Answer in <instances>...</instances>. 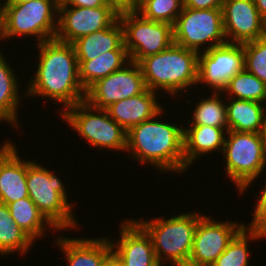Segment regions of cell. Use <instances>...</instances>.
Segmentation results:
<instances>
[{
    "instance_id": "6da1fadb",
    "label": "cell",
    "mask_w": 266,
    "mask_h": 266,
    "mask_svg": "<svg viewBox=\"0 0 266 266\" xmlns=\"http://www.w3.org/2000/svg\"><path fill=\"white\" fill-rule=\"evenodd\" d=\"M36 73L26 89L30 96L44 97L64 105L62 110L85 100L86 91L79 80L78 60L72 44L51 39L37 44Z\"/></svg>"
},
{
    "instance_id": "7a4b0ae2",
    "label": "cell",
    "mask_w": 266,
    "mask_h": 266,
    "mask_svg": "<svg viewBox=\"0 0 266 266\" xmlns=\"http://www.w3.org/2000/svg\"><path fill=\"white\" fill-rule=\"evenodd\" d=\"M163 112L127 132L126 151L130 152L131 158L143 164L147 162L162 173H184V128L160 120L158 117Z\"/></svg>"
},
{
    "instance_id": "3957f363",
    "label": "cell",
    "mask_w": 266,
    "mask_h": 266,
    "mask_svg": "<svg viewBox=\"0 0 266 266\" xmlns=\"http://www.w3.org/2000/svg\"><path fill=\"white\" fill-rule=\"evenodd\" d=\"M198 54L173 43L164 51L143 58L138 64L146 88L155 92L164 90L172 97L192 88L197 84Z\"/></svg>"
},
{
    "instance_id": "277c9868",
    "label": "cell",
    "mask_w": 266,
    "mask_h": 266,
    "mask_svg": "<svg viewBox=\"0 0 266 266\" xmlns=\"http://www.w3.org/2000/svg\"><path fill=\"white\" fill-rule=\"evenodd\" d=\"M180 214L171 216L167 220L162 217L151 221L135 220L150 236L160 266L165 265L166 262L171 266L188 264L194 233L199 220L204 215L199 211Z\"/></svg>"
},
{
    "instance_id": "5b68a950",
    "label": "cell",
    "mask_w": 266,
    "mask_h": 266,
    "mask_svg": "<svg viewBox=\"0 0 266 266\" xmlns=\"http://www.w3.org/2000/svg\"><path fill=\"white\" fill-rule=\"evenodd\" d=\"M49 170L35 161L27 167L29 198L58 231L79 227L63 181Z\"/></svg>"
},
{
    "instance_id": "8992f818",
    "label": "cell",
    "mask_w": 266,
    "mask_h": 266,
    "mask_svg": "<svg viewBox=\"0 0 266 266\" xmlns=\"http://www.w3.org/2000/svg\"><path fill=\"white\" fill-rule=\"evenodd\" d=\"M222 153L227 177L240 194L256 183L266 167V151L259 133L228 130Z\"/></svg>"
},
{
    "instance_id": "52a82bcc",
    "label": "cell",
    "mask_w": 266,
    "mask_h": 266,
    "mask_svg": "<svg viewBox=\"0 0 266 266\" xmlns=\"http://www.w3.org/2000/svg\"><path fill=\"white\" fill-rule=\"evenodd\" d=\"M60 0H31L4 4V39L34 36L38 44L54 39Z\"/></svg>"
},
{
    "instance_id": "ba28073f",
    "label": "cell",
    "mask_w": 266,
    "mask_h": 266,
    "mask_svg": "<svg viewBox=\"0 0 266 266\" xmlns=\"http://www.w3.org/2000/svg\"><path fill=\"white\" fill-rule=\"evenodd\" d=\"M61 118L92 147L125 151L127 131L116 123L106 109H97L87 101L62 111Z\"/></svg>"
},
{
    "instance_id": "9c48e42d",
    "label": "cell",
    "mask_w": 266,
    "mask_h": 266,
    "mask_svg": "<svg viewBox=\"0 0 266 266\" xmlns=\"http://www.w3.org/2000/svg\"><path fill=\"white\" fill-rule=\"evenodd\" d=\"M173 33L174 43L198 53L227 43L222 8L183 7L173 25Z\"/></svg>"
},
{
    "instance_id": "30bf717a",
    "label": "cell",
    "mask_w": 266,
    "mask_h": 266,
    "mask_svg": "<svg viewBox=\"0 0 266 266\" xmlns=\"http://www.w3.org/2000/svg\"><path fill=\"white\" fill-rule=\"evenodd\" d=\"M129 59L139 63L174 43L173 25L144 18L136 10L119 12Z\"/></svg>"
},
{
    "instance_id": "8fae6325",
    "label": "cell",
    "mask_w": 266,
    "mask_h": 266,
    "mask_svg": "<svg viewBox=\"0 0 266 266\" xmlns=\"http://www.w3.org/2000/svg\"><path fill=\"white\" fill-rule=\"evenodd\" d=\"M244 69V45L225 43L198 54L197 85L223 92L230 79Z\"/></svg>"
},
{
    "instance_id": "7c38bea8",
    "label": "cell",
    "mask_w": 266,
    "mask_h": 266,
    "mask_svg": "<svg viewBox=\"0 0 266 266\" xmlns=\"http://www.w3.org/2000/svg\"><path fill=\"white\" fill-rule=\"evenodd\" d=\"M119 12L113 6L97 8L58 6V25L55 39L72 44L77 39L112 26Z\"/></svg>"
},
{
    "instance_id": "4fadbf2b",
    "label": "cell",
    "mask_w": 266,
    "mask_h": 266,
    "mask_svg": "<svg viewBox=\"0 0 266 266\" xmlns=\"http://www.w3.org/2000/svg\"><path fill=\"white\" fill-rule=\"evenodd\" d=\"M146 89L139 64L130 60L121 69L94 83L86 91L85 101L94 108L106 109L115 102L140 95Z\"/></svg>"
},
{
    "instance_id": "5bb4252c",
    "label": "cell",
    "mask_w": 266,
    "mask_h": 266,
    "mask_svg": "<svg viewBox=\"0 0 266 266\" xmlns=\"http://www.w3.org/2000/svg\"><path fill=\"white\" fill-rule=\"evenodd\" d=\"M225 221L216 222L205 215L199 220L187 266H211L245 226L242 222Z\"/></svg>"
},
{
    "instance_id": "9a60e30c",
    "label": "cell",
    "mask_w": 266,
    "mask_h": 266,
    "mask_svg": "<svg viewBox=\"0 0 266 266\" xmlns=\"http://www.w3.org/2000/svg\"><path fill=\"white\" fill-rule=\"evenodd\" d=\"M222 12L228 43L244 44L266 36V21L254 0H225Z\"/></svg>"
},
{
    "instance_id": "2e32d148",
    "label": "cell",
    "mask_w": 266,
    "mask_h": 266,
    "mask_svg": "<svg viewBox=\"0 0 266 266\" xmlns=\"http://www.w3.org/2000/svg\"><path fill=\"white\" fill-rule=\"evenodd\" d=\"M126 219L120 224V238L111 240L112 252L122 266H160L150 236L135 221Z\"/></svg>"
},
{
    "instance_id": "e0dca14e",
    "label": "cell",
    "mask_w": 266,
    "mask_h": 266,
    "mask_svg": "<svg viewBox=\"0 0 266 266\" xmlns=\"http://www.w3.org/2000/svg\"><path fill=\"white\" fill-rule=\"evenodd\" d=\"M0 147V203L8 204L29 197L27 167L33 160L20 159L17 147L9 139Z\"/></svg>"
},
{
    "instance_id": "ac0fdd59",
    "label": "cell",
    "mask_w": 266,
    "mask_h": 266,
    "mask_svg": "<svg viewBox=\"0 0 266 266\" xmlns=\"http://www.w3.org/2000/svg\"><path fill=\"white\" fill-rule=\"evenodd\" d=\"M156 93L147 88L140 95L111 104L106 110L109 116L128 132L132 127L152 119L163 110L157 101Z\"/></svg>"
},
{
    "instance_id": "d6986e66",
    "label": "cell",
    "mask_w": 266,
    "mask_h": 266,
    "mask_svg": "<svg viewBox=\"0 0 266 266\" xmlns=\"http://www.w3.org/2000/svg\"><path fill=\"white\" fill-rule=\"evenodd\" d=\"M59 249L65 254L69 266H100L112 252L110 239L57 237Z\"/></svg>"
},
{
    "instance_id": "ffe728a7",
    "label": "cell",
    "mask_w": 266,
    "mask_h": 266,
    "mask_svg": "<svg viewBox=\"0 0 266 266\" xmlns=\"http://www.w3.org/2000/svg\"><path fill=\"white\" fill-rule=\"evenodd\" d=\"M228 127L191 125L184 127L185 170L200 156L223 150Z\"/></svg>"
},
{
    "instance_id": "44dd1931",
    "label": "cell",
    "mask_w": 266,
    "mask_h": 266,
    "mask_svg": "<svg viewBox=\"0 0 266 266\" xmlns=\"http://www.w3.org/2000/svg\"><path fill=\"white\" fill-rule=\"evenodd\" d=\"M77 60H92L112 50H126L119 20L112 26L83 36L72 43Z\"/></svg>"
},
{
    "instance_id": "7402d4cb",
    "label": "cell",
    "mask_w": 266,
    "mask_h": 266,
    "mask_svg": "<svg viewBox=\"0 0 266 266\" xmlns=\"http://www.w3.org/2000/svg\"><path fill=\"white\" fill-rule=\"evenodd\" d=\"M228 100H230L226 104L228 130L260 133L266 116L265 104L233 98Z\"/></svg>"
},
{
    "instance_id": "603a6c76",
    "label": "cell",
    "mask_w": 266,
    "mask_h": 266,
    "mask_svg": "<svg viewBox=\"0 0 266 266\" xmlns=\"http://www.w3.org/2000/svg\"><path fill=\"white\" fill-rule=\"evenodd\" d=\"M130 61L127 50H112L92 60H78L79 80L87 91L98 80L121 69Z\"/></svg>"
},
{
    "instance_id": "cb8c5ba5",
    "label": "cell",
    "mask_w": 266,
    "mask_h": 266,
    "mask_svg": "<svg viewBox=\"0 0 266 266\" xmlns=\"http://www.w3.org/2000/svg\"><path fill=\"white\" fill-rule=\"evenodd\" d=\"M6 61L5 55L0 51V123L9 122L14 128H18L17 110L21 103L19 95V80L14 69ZM17 77V78H16ZM12 123V124H11Z\"/></svg>"
},
{
    "instance_id": "d4e9b609",
    "label": "cell",
    "mask_w": 266,
    "mask_h": 266,
    "mask_svg": "<svg viewBox=\"0 0 266 266\" xmlns=\"http://www.w3.org/2000/svg\"><path fill=\"white\" fill-rule=\"evenodd\" d=\"M7 206L14 221L33 241L42 238L47 228L58 231L29 197L8 203Z\"/></svg>"
},
{
    "instance_id": "484cf974",
    "label": "cell",
    "mask_w": 266,
    "mask_h": 266,
    "mask_svg": "<svg viewBox=\"0 0 266 266\" xmlns=\"http://www.w3.org/2000/svg\"><path fill=\"white\" fill-rule=\"evenodd\" d=\"M33 243L14 221L7 204L0 203V255L7 256L14 252L25 255Z\"/></svg>"
},
{
    "instance_id": "4316f807",
    "label": "cell",
    "mask_w": 266,
    "mask_h": 266,
    "mask_svg": "<svg viewBox=\"0 0 266 266\" xmlns=\"http://www.w3.org/2000/svg\"><path fill=\"white\" fill-rule=\"evenodd\" d=\"M263 238L266 237L245 225L211 266H250L248 243Z\"/></svg>"
},
{
    "instance_id": "83f0119b",
    "label": "cell",
    "mask_w": 266,
    "mask_h": 266,
    "mask_svg": "<svg viewBox=\"0 0 266 266\" xmlns=\"http://www.w3.org/2000/svg\"><path fill=\"white\" fill-rule=\"evenodd\" d=\"M225 92L229 95L227 98L266 103V83L245 68L230 79L222 93Z\"/></svg>"
},
{
    "instance_id": "f1b7e54d",
    "label": "cell",
    "mask_w": 266,
    "mask_h": 266,
    "mask_svg": "<svg viewBox=\"0 0 266 266\" xmlns=\"http://www.w3.org/2000/svg\"><path fill=\"white\" fill-rule=\"evenodd\" d=\"M222 92H213L208 98L196 104L190 125H208L211 127H228L226 102L220 98Z\"/></svg>"
},
{
    "instance_id": "f546056e",
    "label": "cell",
    "mask_w": 266,
    "mask_h": 266,
    "mask_svg": "<svg viewBox=\"0 0 266 266\" xmlns=\"http://www.w3.org/2000/svg\"><path fill=\"white\" fill-rule=\"evenodd\" d=\"M183 7L184 0H146L136 11L146 19L174 25Z\"/></svg>"
},
{
    "instance_id": "4dcf8cb0",
    "label": "cell",
    "mask_w": 266,
    "mask_h": 266,
    "mask_svg": "<svg viewBox=\"0 0 266 266\" xmlns=\"http://www.w3.org/2000/svg\"><path fill=\"white\" fill-rule=\"evenodd\" d=\"M243 45L244 68L266 83V36Z\"/></svg>"
},
{
    "instance_id": "1f68e13d",
    "label": "cell",
    "mask_w": 266,
    "mask_h": 266,
    "mask_svg": "<svg viewBox=\"0 0 266 266\" xmlns=\"http://www.w3.org/2000/svg\"><path fill=\"white\" fill-rule=\"evenodd\" d=\"M264 188L256 196V205L253 209V220L249 223L248 228L259 232L261 235L266 237V183L263 185ZM258 201V202H257Z\"/></svg>"
},
{
    "instance_id": "d6a6232c",
    "label": "cell",
    "mask_w": 266,
    "mask_h": 266,
    "mask_svg": "<svg viewBox=\"0 0 266 266\" xmlns=\"http://www.w3.org/2000/svg\"><path fill=\"white\" fill-rule=\"evenodd\" d=\"M225 0H184V7L192 9L222 8Z\"/></svg>"
},
{
    "instance_id": "836d02e7",
    "label": "cell",
    "mask_w": 266,
    "mask_h": 266,
    "mask_svg": "<svg viewBox=\"0 0 266 266\" xmlns=\"http://www.w3.org/2000/svg\"><path fill=\"white\" fill-rule=\"evenodd\" d=\"M66 6L74 7H86V8H97L102 6H112L105 0H60Z\"/></svg>"
},
{
    "instance_id": "e575fe53",
    "label": "cell",
    "mask_w": 266,
    "mask_h": 266,
    "mask_svg": "<svg viewBox=\"0 0 266 266\" xmlns=\"http://www.w3.org/2000/svg\"><path fill=\"white\" fill-rule=\"evenodd\" d=\"M118 12L136 10V0H105Z\"/></svg>"
},
{
    "instance_id": "d590c367",
    "label": "cell",
    "mask_w": 266,
    "mask_h": 266,
    "mask_svg": "<svg viewBox=\"0 0 266 266\" xmlns=\"http://www.w3.org/2000/svg\"><path fill=\"white\" fill-rule=\"evenodd\" d=\"M100 266H122L119 259L111 252L102 262Z\"/></svg>"
},
{
    "instance_id": "8d00e7d4",
    "label": "cell",
    "mask_w": 266,
    "mask_h": 266,
    "mask_svg": "<svg viewBox=\"0 0 266 266\" xmlns=\"http://www.w3.org/2000/svg\"><path fill=\"white\" fill-rule=\"evenodd\" d=\"M254 3L261 17L266 21V0H254Z\"/></svg>"
},
{
    "instance_id": "74e56055",
    "label": "cell",
    "mask_w": 266,
    "mask_h": 266,
    "mask_svg": "<svg viewBox=\"0 0 266 266\" xmlns=\"http://www.w3.org/2000/svg\"><path fill=\"white\" fill-rule=\"evenodd\" d=\"M0 40H4V3L0 2Z\"/></svg>"
},
{
    "instance_id": "f35d334b",
    "label": "cell",
    "mask_w": 266,
    "mask_h": 266,
    "mask_svg": "<svg viewBox=\"0 0 266 266\" xmlns=\"http://www.w3.org/2000/svg\"><path fill=\"white\" fill-rule=\"evenodd\" d=\"M260 136H261V140H262V143H263V146H264V149L266 151V116L263 120V124L261 126V130H260Z\"/></svg>"
},
{
    "instance_id": "ab89813d",
    "label": "cell",
    "mask_w": 266,
    "mask_h": 266,
    "mask_svg": "<svg viewBox=\"0 0 266 266\" xmlns=\"http://www.w3.org/2000/svg\"><path fill=\"white\" fill-rule=\"evenodd\" d=\"M27 1H31V0H6L3 2H4V4H20L23 2H27Z\"/></svg>"
},
{
    "instance_id": "60d3db41",
    "label": "cell",
    "mask_w": 266,
    "mask_h": 266,
    "mask_svg": "<svg viewBox=\"0 0 266 266\" xmlns=\"http://www.w3.org/2000/svg\"><path fill=\"white\" fill-rule=\"evenodd\" d=\"M146 0H136V10L145 2Z\"/></svg>"
}]
</instances>
